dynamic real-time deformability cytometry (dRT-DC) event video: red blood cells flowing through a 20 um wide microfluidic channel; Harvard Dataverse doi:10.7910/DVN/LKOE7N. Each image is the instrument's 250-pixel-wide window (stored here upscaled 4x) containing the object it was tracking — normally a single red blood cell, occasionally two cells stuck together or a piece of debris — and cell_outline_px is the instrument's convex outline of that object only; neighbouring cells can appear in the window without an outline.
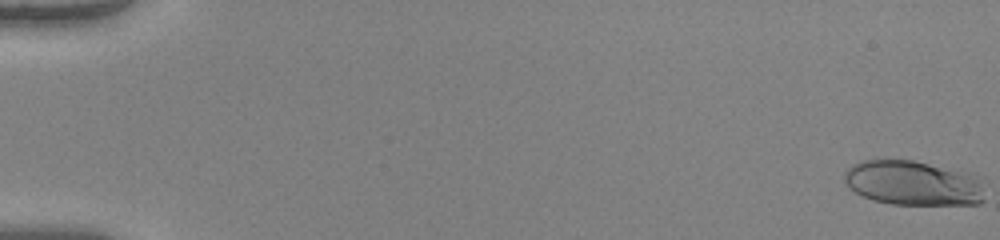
{"species": "human", "species_latin": "Homo sapiens", "temperature_condition": "warm", "stored_images_in_passage": 52, "camera_frame_rate_fps": 3000, "um_per_image_px": 0.085, "donor": {"sex": "female"}, "frame": {"image": 1, "passage_image": 1, "time_ms": 0.0, "image_size_px": [1000, 240], "cell_outline_px": [[984, 200], [980, 204], [892, 204], [872, 200], [848, 188], [844, 180], [844, 172], [852, 164], [860, 160], [884, 156], [912, 160], [968, 172], [984, 176]], "centroid_in_image_um": [77.63, 15.51], "position_along_channel_um": 7.4, "area_um2": 37.97}}
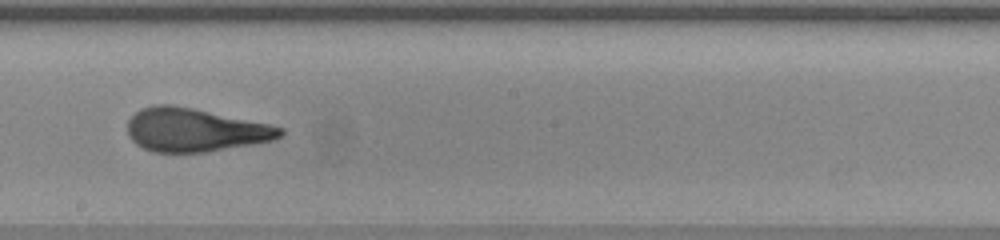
{"frame": {"image": 2, "passage_image": 31, "time_ms": 10.0, "image_size_px": [1000, 240], "cell_outline_px": [[284, 132], [280, 136], [272, 140], [204, 152], [152, 152], [136, 144], [128, 136], [128, 120], [140, 108], [156, 104], [172, 104], [192, 108], [268, 124], [284, 128]], "centroid_in_image_um": [16.5, 11.04], "position_along_channel_um": 231.7, "area_um2": 38.15}}
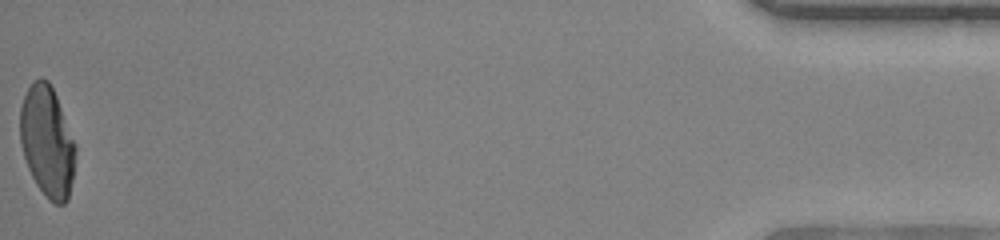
{"frame": {"image": 3, "passage_image": 52, "time_ms": 17.0, "image_size_px": [1000, 240], "cell_outline_px": [[76, 152], [72, 180], [68, 200], [64, 204], [56, 204], [48, 200], [36, 184], [28, 168], [20, 144], [20, 108], [24, 96], [32, 80], [40, 76], [48, 80], [56, 96], [76, 144]], "centroid_in_image_um": [4.01, 12.03], "position_along_channel_um": 431.2, "area_um2": 35.95}, "authors_computed_cell_mechanics": {"area_um2": 37.6278, "velocity_mm_per_s": 4.1319, "shape_relaxation_time_tau1_ms": 7.2332, "shape_relaxation_time_tau2_ms": 0.9733, "deformation_change_tau1": 0.307, "deformation_change_tau2": 0.1006}}